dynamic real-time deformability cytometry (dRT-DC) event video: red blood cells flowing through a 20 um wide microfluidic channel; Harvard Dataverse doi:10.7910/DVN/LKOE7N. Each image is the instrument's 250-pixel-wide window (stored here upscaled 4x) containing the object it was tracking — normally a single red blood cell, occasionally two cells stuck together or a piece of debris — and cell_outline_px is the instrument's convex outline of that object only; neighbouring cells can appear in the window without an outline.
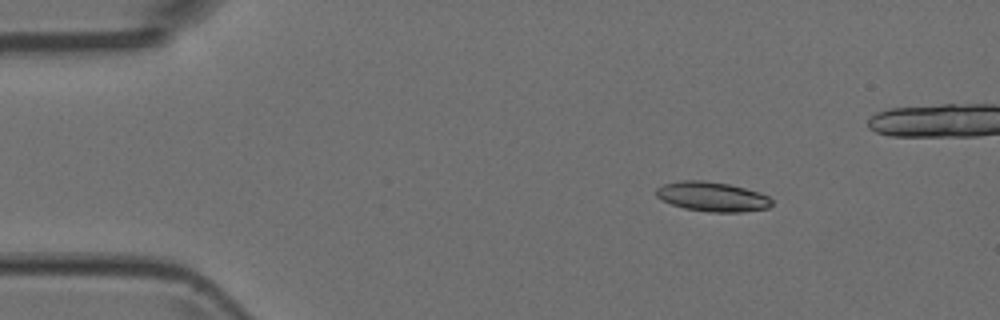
{"species": "Egyptian fruit bat (a non-hibernating species)", "species_latin": "Rousettus aegyptiacus", "temperature_condition": "room temperature", "stored_images_in_passage": 3, "camera_frame_rate_fps": 3000, "um_per_image_px": 0.085, "animal": {"sex": "female"}, "frame": {"image": 1, "passage_image": 1, "time_ms": 0.0, "image_size_px": [1000, 320], "cell_outline_px": [[772, 204], [768, 208], [744, 212], [708, 212], [684, 208], [672, 204], [656, 196], [656, 188], [664, 184], [680, 180], [704, 180], [728, 184], [760, 192], [768, 196], [772, 200]], "centroid_in_image_um": [60.56, 16.71], "position_along_channel_um": 24.4, "area_um2": 19.94}}